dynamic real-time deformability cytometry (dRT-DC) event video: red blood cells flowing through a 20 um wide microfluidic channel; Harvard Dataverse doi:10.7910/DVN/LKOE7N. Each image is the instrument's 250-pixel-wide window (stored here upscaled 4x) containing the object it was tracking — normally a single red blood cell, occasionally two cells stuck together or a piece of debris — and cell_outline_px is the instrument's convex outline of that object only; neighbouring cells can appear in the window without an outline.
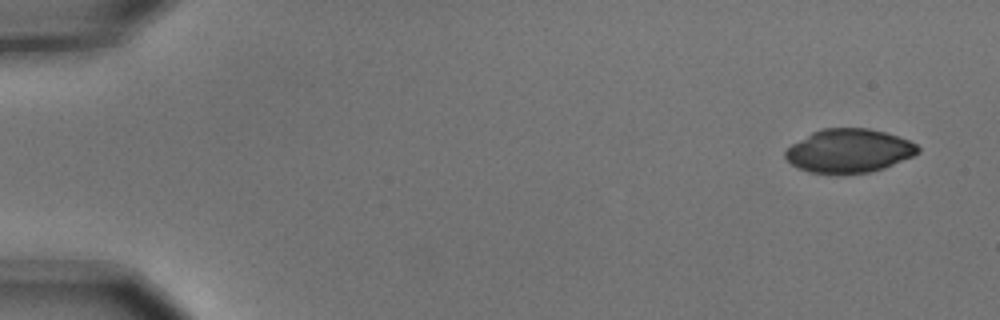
{"species": "common noctule bat (a hibernating species)", "species_latin": "Nyctalus noctula", "temperature_condition": "cold", "stored_images_in_passage": 5, "camera_frame_rate_fps": 3000, "um_per_image_px": 0.085, "animal": {"sex": "male", "body_mass_g": 15.6}, "frame": {"image": 1, "passage_image": 1, "time_ms": 0.0, "image_size_px": [1000, 320], "cell_outline_px": [[920, 152], [912, 156], [884, 168], [868, 172], [808, 172], [792, 164], [784, 156], [784, 152], [792, 144], [812, 132], [824, 128], [868, 128], [884, 132], [908, 140], [916, 144], [920, 148]], "centroid_in_image_um": [72.17, 12.8], "position_along_channel_um": 12.8, "area_um2": 33.06}}